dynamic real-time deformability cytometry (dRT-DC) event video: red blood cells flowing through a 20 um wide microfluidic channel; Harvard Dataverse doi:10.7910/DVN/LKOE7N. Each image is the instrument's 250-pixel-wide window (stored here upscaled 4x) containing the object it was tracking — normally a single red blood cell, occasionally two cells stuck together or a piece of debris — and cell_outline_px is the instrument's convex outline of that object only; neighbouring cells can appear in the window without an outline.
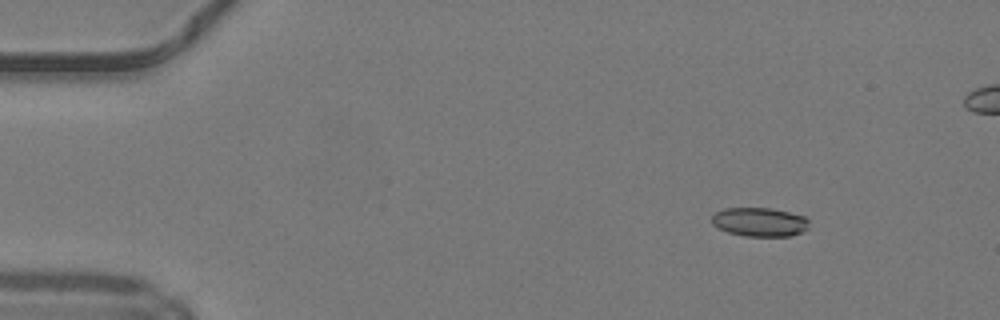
{"species": "common noctule bat (a hibernating species)", "species_latin": "Nyctalus noctula", "temperature_condition": "warm", "stored_images_in_passage": 46, "camera_frame_rate_fps": 3000, "um_per_image_px": 0.085, "animal": {"sex": "male", "body_mass_g": 19.2, "forearm_length_mm": 51.8}, "frame": {"image": 1, "passage_image": 2, "time_ms": 0.333, "image_size_px": [1000, 320], "cell_outline_px": [[808, 228], [792, 236], [744, 236], [728, 232], [712, 224], [712, 216], [716, 212], [724, 208], [772, 208], [804, 216], [808, 220]], "centroid_in_image_um": [64.57, 18.87], "position_along_channel_um": 20.4, "area_um2": 16.3}}
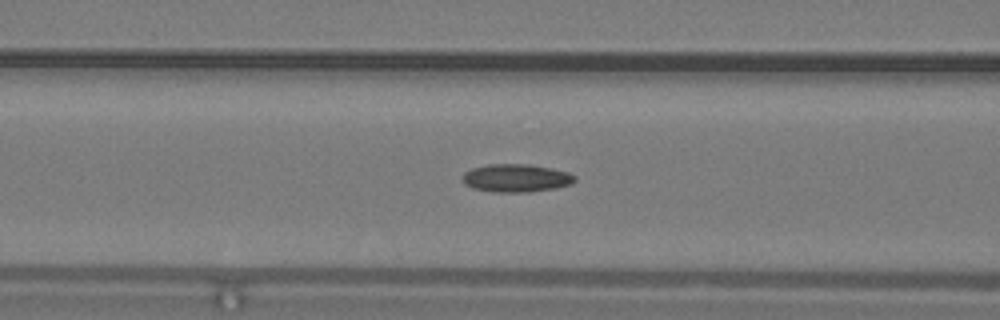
{"frame": {"image": 2, "passage_image": 16, "time_ms": 5.0, "image_size_px": [1000, 320], "cell_outline_px": [[576, 180], [572, 184], [556, 188], [528, 192], [492, 192], [472, 188], [464, 184], [464, 172], [472, 168], [488, 164], [528, 164], [552, 168], [568, 172], [576, 176]], "centroid_in_image_um": [43.89, 15.14], "position_along_channel_um": 122.7, "area_um2": 18.44}}
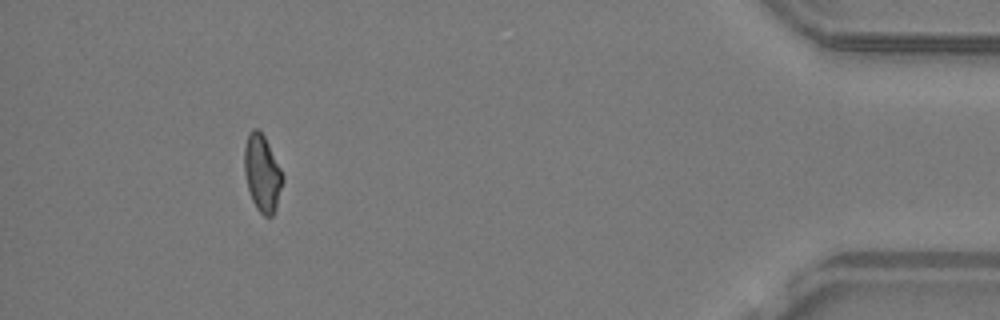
{"frame": {"image": 3, "passage_image": 41, "time_ms": 13.333, "image_size_px": [1000, 320], "cell_outline_px": [[284, 180], [276, 208], [272, 216], [264, 216], [256, 208], [252, 200], [248, 188], [244, 172], [244, 148], [248, 132], [252, 128], [256, 128], [264, 136], [284, 176]], "centroid_in_image_um": [22.28, 14.73], "position_along_channel_um": 412.9, "area_um2": 17.11}, "authors_computed_cell_mechanics": {"area_um2": 17.2244, "velocity_mm_per_s": 4.2479, "shape_relaxation_time_tau1_ms": null, "shape_relaxation_time_tau2_ms": 6.5219, "deformation_change_tau1": null, "deformation_change_tau2": 0.1425}}